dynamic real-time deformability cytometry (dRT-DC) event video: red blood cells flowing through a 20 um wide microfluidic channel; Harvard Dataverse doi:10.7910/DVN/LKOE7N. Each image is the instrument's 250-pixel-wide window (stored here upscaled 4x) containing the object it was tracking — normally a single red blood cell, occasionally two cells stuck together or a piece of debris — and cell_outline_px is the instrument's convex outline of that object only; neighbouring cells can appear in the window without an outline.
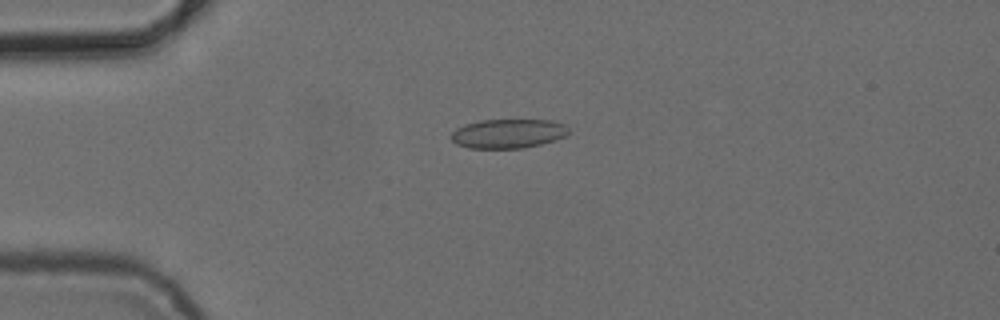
{"species": "common noctule bat (a hibernating species)", "species_latin": "Nyctalus noctula", "temperature_condition": "cold", "stored_images_in_passage": 2, "camera_frame_rate_fps": 3000, "um_per_image_px": 0.085, "animal": {"sex": "female", "body_mass_g": 24.6, "forearm_length_mm": 56.2}, "frame": {"image": 1, "passage_image": 1, "time_ms": 0.0, "image_size_px": [1000, 320], "cell_outline_px": [[568, 136], [556, 140], [540, 144], [520, 148], [468, 148], [456, 144], [448, 136], [456, 128], [464, 124], [480, 120], [552, 120], [564, 124], [568, 128]], "centroid_in_image_um": [43.17, 11.35], "position_along_channel_um": 41.8, "area_um2": 20.17}}